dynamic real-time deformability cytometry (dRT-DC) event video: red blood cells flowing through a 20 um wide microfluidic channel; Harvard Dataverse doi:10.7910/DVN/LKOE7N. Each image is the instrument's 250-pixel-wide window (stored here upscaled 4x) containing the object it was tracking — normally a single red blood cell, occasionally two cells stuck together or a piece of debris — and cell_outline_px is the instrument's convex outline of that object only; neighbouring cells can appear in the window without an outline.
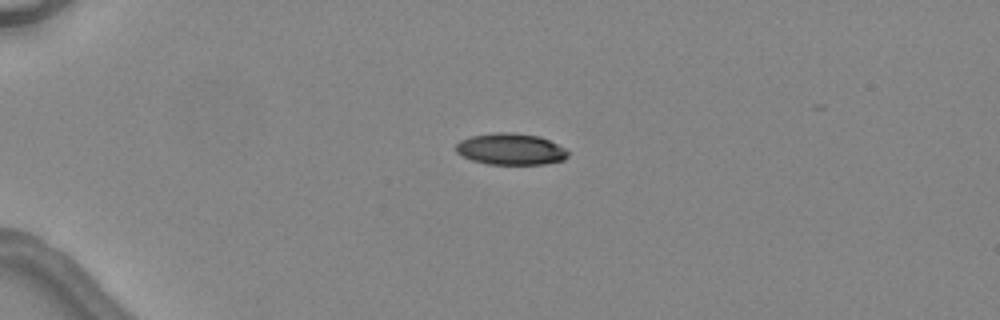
{"species": "common noctule bat (a hibernating species)", "species_latin": "Nyctalus noctula", "temperature_condition": "warm", "stored_images_in_passage": 5, "camera_frame_rate_fps": 3000, "um_per_image_px": 0.085, "animal": {"sex": "female", "body_mass_g": 24.6, "forearm_length_mm": 56.2}, "frame": {"image": 1, "passage_image": 4, "time_ms": 3.667, "image_size_px": [1000, 320], "cell_outline_px": [[568, 156], [564, 160], [544, 164], [488, 164], [472, 160], [456, 152], [456, 144], [460, 140], [472, 136], [492, 132], [512, 132], [540, 136], [564, 148], [568, 152]], "centroid_in_image_um": [43.4, 12.67], "position_along_channel_um": 41.6, "area_um2": 20.52}}